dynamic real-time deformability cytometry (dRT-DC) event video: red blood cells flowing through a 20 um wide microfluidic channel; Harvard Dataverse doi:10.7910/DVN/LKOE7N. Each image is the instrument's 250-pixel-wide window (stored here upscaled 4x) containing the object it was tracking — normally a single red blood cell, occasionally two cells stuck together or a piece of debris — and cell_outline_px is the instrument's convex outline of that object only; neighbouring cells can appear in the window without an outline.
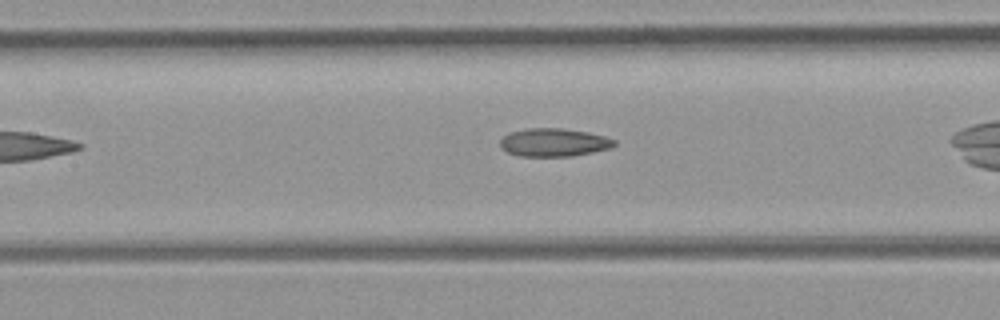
{"species": "common noctule bat (a hibernating species)", "species_latin": "Nyctalus noctula", "temperature_condition": "room temperature", "stored_images_in_passage": 24, "camera_frame_rate_fps": 3000, "um_per_image_px": 0.085, "animal": {"sex": "female", "body_mass_g": 21.9}, "frame": {"image": 1, "passage_image": 8, "time_ms": 2.333, "image_size_px": [1000, 320], "cell_outline_px": [[616, 144], [612, 148], [572, 156], [520, 156], [508, 152], [500, 148], [500, 140], [508, 132], [524, 128], [560, 128], [588, 132], [604, 136], [616, 140]], "centroid_in_image_um": [47.06, 12.1], "position_along_channel_um": 160.3, "area_um2": 18.84}}
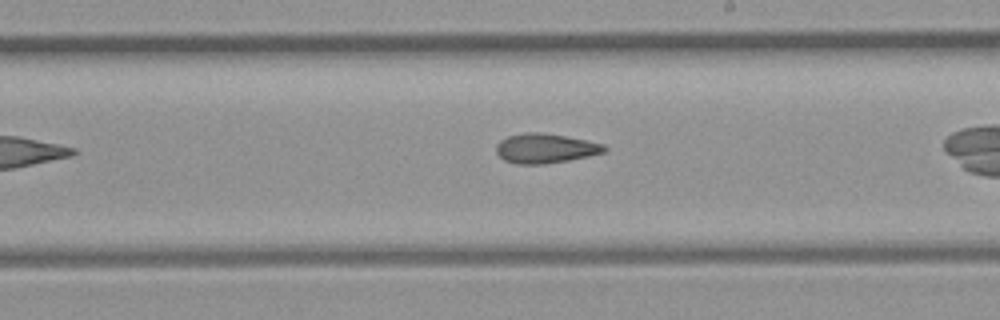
{"frame": {"image": 2, "passage_image": 14, "time_ms": 4.333, "image_size_px": [1000, 320], "cell_outline_px": [[608, 148], [604, 152], [588, 156], [568, 160], [544, 164], [516, 164], [504, 160], [496, 152], [496, 144], [500, 140], [508, 136], [524, 132], [540, 132], [588, 140], [604, 144]], "centroid_in_image_um": [46.34, 12.6], "position_along_channel_um": 242.7, "area_um2": 18.67}}
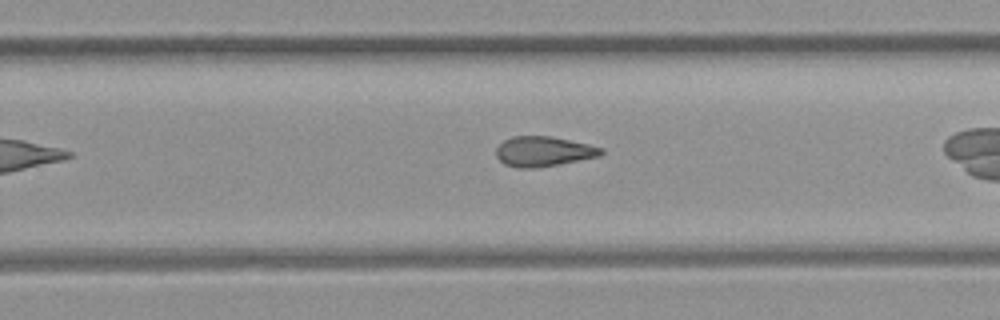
{"frame": {"image": 3, "passage_image": 17, "time_ms": 5.333, "image_size_px": [1000, 320], "cell_outline_px": [[604, 152], [600, 156], [536, 168], [520, 168], [504, 164], [496, 156], [496, 148], [504, 140], [512, 136], [552, 136], [588, 144], [604, 148]], "centroid_in_image_um": [46.19, 12.86], "position_along_channel_um": 283.6, "area_um2": 18.32}}